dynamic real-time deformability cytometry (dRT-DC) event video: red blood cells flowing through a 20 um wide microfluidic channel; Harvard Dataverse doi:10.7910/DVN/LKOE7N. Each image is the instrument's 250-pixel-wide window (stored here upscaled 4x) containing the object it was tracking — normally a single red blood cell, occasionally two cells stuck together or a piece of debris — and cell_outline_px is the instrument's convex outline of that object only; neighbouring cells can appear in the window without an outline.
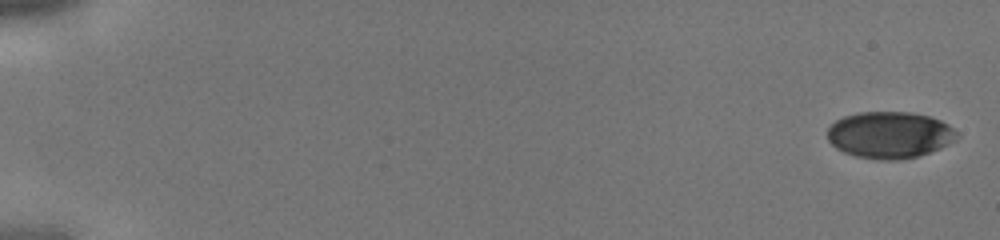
{"species": "human", "species_latin": "Homo sapiens", "temperature_condition": "cold", "stored_images_in_passage": 6, "camera_frame_rate_fps": 3000, "um_per_image_px": 0.085, "donor": {"sex": "male"}, "frame": {"image": 1, "passage_image": 1, "time_ms": 0.0, "image_size_px": [1000, 240], "cell_outline_px": [[960, 136], [956, 140], [940, 148], [916, 156], [900, 160], [880, 160], [856, 156], [844, 152], [836, 148], [828, 140], [828, 128], [836, 120], [844, 116], [860, 112], [912, 112], [928, 116], [940, 120], [948, 124]], "centroid_in_image_um": [75.62, 11.46], "position_along_channel_um": 9.4, "area_um2": 35.14}}
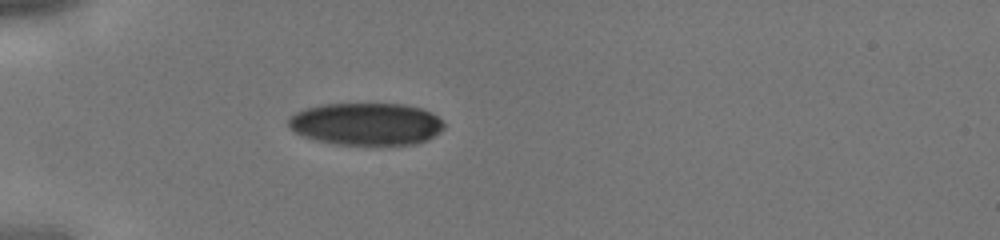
{"frame": {"image": 2, "passage_image": 6, "time_ms": 1.667, "image_size_px": [1000, 240], "cell_outline_px": [[444, 128], [440, 132], [428, 140], [416, 144], [332, 144], [316, 140], [304, 136], [296, 132], [288, 124], [288, 116], [304, 108], [320, 104], [404, 104], [420, 108], [432, 112], [444, 124]], "centroid_in_image_um": [31.12, 10.53], "position_along_channel_um": 53.9, "area_um2": 38.44}}